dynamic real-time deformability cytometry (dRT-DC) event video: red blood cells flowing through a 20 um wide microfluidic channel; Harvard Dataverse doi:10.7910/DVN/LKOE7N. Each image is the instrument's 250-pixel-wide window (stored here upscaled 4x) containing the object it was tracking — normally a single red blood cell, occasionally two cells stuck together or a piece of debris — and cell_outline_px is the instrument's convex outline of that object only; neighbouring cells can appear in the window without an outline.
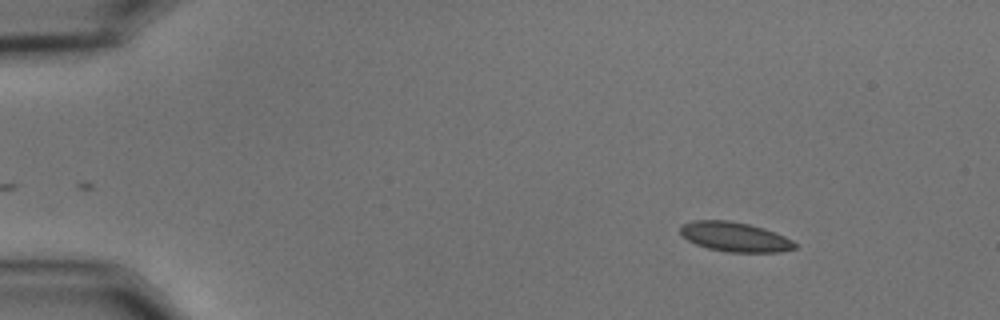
{"species": "common noctule bat (a hibernating species)", "species_latin": "Nyctalus noctula", "temperature_condition": "cold", "stored_images_in_passage": 3, "camera_frame_rate_fps": 3000, "um_per_image_px": 0.085, "animal": {"sex": "male", "body_mass_g": 15.6}, "frame": {"image": 1, "passage_image": 1, "time_ms": 0.0, "image_size_px": [1000, 320], "cell_outline_px": [[796, 248], [780, 252], [728, 252], [708, 248], [696, 244], [688, 240], [680, 232], [680, 224], [692, 220], [728, 220], [748, 224], [764, 228], [784, 236], [792, 240], [796, 244]], "centroid_in_image_um": [62.44, 20.13], "position_along_channel_um": 22.6, "area_um2": 19.71}}